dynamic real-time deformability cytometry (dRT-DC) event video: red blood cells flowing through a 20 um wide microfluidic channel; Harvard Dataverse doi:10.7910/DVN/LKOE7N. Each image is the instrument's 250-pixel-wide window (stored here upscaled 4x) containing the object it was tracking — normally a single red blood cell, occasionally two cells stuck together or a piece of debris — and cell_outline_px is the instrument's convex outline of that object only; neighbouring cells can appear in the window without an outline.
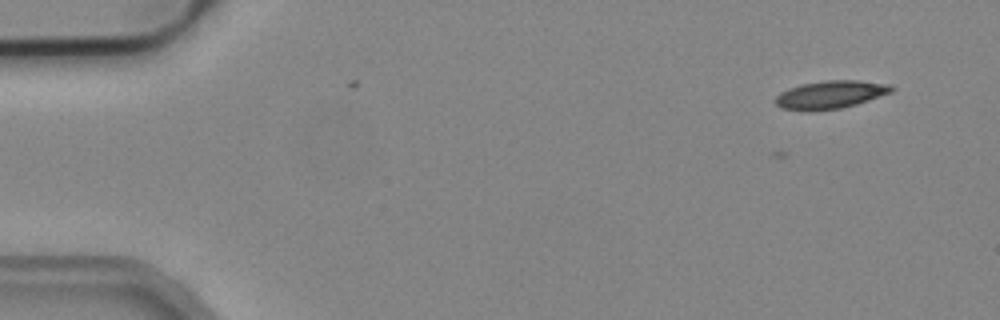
{"species": "common noctule bat (a hibernating species)", "species_latin": "Nyctalus noctula", "temperature_condition": "cold", "stored_images_in_passage": 2, "camera_frame_rate_fps": 3000, "um_per_image_px": 0.085, "animal": {"sex": "male", "body_mass_g": 19.2, "forearm_length_mm": 51.8}, "frame": {"image": 1, "passage_image": 1, "time_ms": 0.0, "image_size_px": [1000, 320], "cell_outline_px": [[896, 88], [892, 92], [856, 104], [840, 108], [812, 112], [804, 112], [780, 108], [772, 100], [780, 92], [788, 88], [800, 84], [824, 80], [860, 80], [892, 84]], "centroid_in_image_um": [70.55, 8.05], "position_along_channel_um": 14.5, "area_um2": 19.48}}